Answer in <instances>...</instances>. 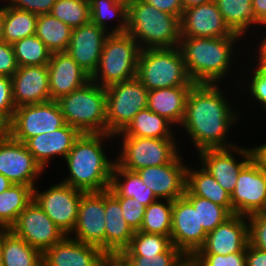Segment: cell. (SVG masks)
<instances>
[{"label":"cell","mask_w":266,"mask_h":266,"mask_svg":"<svg viewBox=\"0 0 266 266\" xmlns=\"http://www.w3.org/2000/svg\"><path fill=\"white\" fill-rule=\"evenodd\" d=\"M222 91L218 84H194L188 92L180 125L198 152L237 146L228 142L227 136L238 115Z\"/></svg>","instance_id":"6da1fadb"},{"label":"cell","mask_w":266,"mask_h":266,"mask_svg":"<svg viewBox=\"0 0 266 266\" xmlns=\"http://www.w3.org/2000/svg\"><path fill=\"white\" fill-rule=\"evenodd\" d=\"M115 137L108 133H82L65 157L69 176L63 183L83 192H99L110 188L115 161L107 158L103 141Z\"/></svg>","instance_id":"7a4b0ae2"},{"label":"cell","mask_w":266,"mask_h":266,"mask_svg":"<svg viewBox=\"0 0 266 266\" xmlns=\"http://www.w3.org/2000/svg\"><path fill=\"white\" fill-rule=\"evenodd\" d=\"M241 37H181L182 53L187 73L195 84H218L231 70L235 42Z\"/></svg>","instance_id":"3957f363"},{"label":"cell","mask_w":266,"mask_h":266,"mask_svg":"<svg viewBox=\"0 0 266 266\" xmlns=\"http://www.w3.org/2000/svg\"><path fill=\"white\" fill-rule=\"evenodd\" d=\"M127 33L141 50L174 48L181 38L180 18L142 0H131L128 4Z\"/></svg>","instance_id":"277c9868"},{"label":"cell","mask_w":266,"mask_h":266,"mask_svg":"<svg viewBox=\"0 0 266 266\" xmlns=\"http://www.w3.org/2000/svg\"><path fill=\"white\" fill-rule=\"evenodd\" d=\"M66 124L82 133H107L106 90L94 81L57 100Z\"/></svg>","instance_id":"5b68a950"},{"label":"cell","mask_w":266,"mask_h":266,"mask_svg":"<svg viewBox=\"0 0 266 266\" xmlns=\"http://www.w3.org/2000/svg\"><path fill=\"white\" fill-rule=\"evenodd\" d=\"M136 78L148 91L193 86L179 47L141 50Z\"/></svg>","instance_id":"8992f818"},{"label":"cell","mask_w":266,"mask_h":266,"mask_svg":"<svg viewBox=\"0 0 266 266\" xmlns=\"http://www.w3.org/2000/svg\"><path fill=\"white\" fill-rule=\"evenodd\" d=\"M140 51L138 43L127 32L109 33L98 67L90 80L106 88L118 82L134 79Z\"/></svg>","instance_id":"52a82bcc"},{"label":"cell","mask_w":266,"mask_h":266,"mask_svg":"<svg viewBox=\"0 0 266 266\" xmlns=\"http://www.w3.org/2000/svg\"><path fill=\"white\" fill-rule=\"evenodd\" d=\"M107 133L122 132L142 109L147 108L148 90L135 77L105 88Z\"/></svg>","instance_id":"ba28073f"},{"label":"cell","mask_w":266,"mask_h":266,"mask_svg":"<svg viewBox=\"0 0 266 266\" xmlns=\"http://www.w3.org/2000/svg\"><path fill=\"white\" fill-rule=\"evenodd\" d=\"M122 146L115 162L121 167L137 171L171 163L179 154L174 138H146L122 136Z\"/></svg>","instance_id":"9c48e42d"},{"label":"cell","mask_w":266,"mask_h":266,"mask_svg":"<svg viewBox=\"0 0 266 266\" xmlns=\"http://www.w3.org/2000/svg\"><path fill=\"white\" fill-rule=\"evenodd\" d=\"M66 125L57 101L17 107L10 123L11 137L25 143L29 138L55 131Z\"/></svg>","instance_id":"30bf717a"},{"label":"cell","mask_w":266,"mask_h":266,"mask_svg":"<svg viewBox=\"0 0 266 266\" xmlns=\"http://www.w3.org/2000/svg\"><path fill=\"white\" fill-rule=\"evenodd\" d=\"M83 193L61 181L42 192L34 187L33 200L66 236H70L77 222L78 205Z\"/></svg>","instance_id":"8fae6325"},{"label":"cell","mask_w":266,"mask_h":266,"mask_svg":"<svg viewBox=\"0 0 266 266\" xmlns=\"http://www.w3.org/2000/svg\"><path fill=\"white\" fill-rule=\"evenodd\" d=\"M9 230L42 253L66 236L35 200L19 214Z\"/></svg>","instance_id":"7c38bea8"},{"label":"cell","mask_w":266,"mask_h":266,"mask_svg":"<svg viewBox=\"0 0 266 266\" xmlns=\"http://www.w3.org/2000/svg\"><path fill=\"white\" fill-rule=\"evenodd\" d=\"M207 232L199 225L198 210L183 196L173 201L171 242L189 260L203 247Z\"/></svg>","instance_id":"4fadbf2b"},{"label":"cell","mask_w":266,"mask_h":266,"mask_svg":"<svg viewBox=\"0 0 266 266\" xmlns=\"http://www.w3.org/2000/svg\"><path fill=\"white\" fill-rule=\"evenodd\" d=\"M105 190L84 192L79 205L77 222L71 238L100 248L105 252Z\"/></svg>","instance_id":"5bb4252c"},{"label":"cell","mask_w":266,"mask_h":266,"mask_svg":"<svg viewBox=\"0 0 266 266\" xmlns=\"http://www.w3.org/2000/svg\"><path fill=\"white\" fill-rule=\"evenodd\" d=\"M233 214L250 216L266 206V174L250 160L239 172L231 194Z\"/></svg>","instance_id":"9a60e30c"},{"label":"cell","mask_w":266,"mask_h":266,"mask_svg":"<svg viewBox=\"0 0 266 266\" xmlns=\"http://www.w3.org/2000/svg\"><path fill=\"white\" fill-rule=\"evenodd\" d=\"M43 171L23 142L16 141L10 136L5 142L0 143V174L12 184L34 188L36 178L42 175Z\"/></svg>","instance_id":"2e32d148"},{"label":"cell","mask_w":266,"mask_h":266,"mask_svg":"<svg viewBox=\"0 0 266 266\" xmlns=\"http://www.w3.org/2000/svg\"><path fill=\"white\" fill-rule=\"evenodd\" d=\"M179 154L171 163L144 167L137 170L143 183L158 199L174 201L184 196L187 183V166Z\"/></svg>","instance_id":"e0dca14e"},{"label":"cell","mask_w":266,"mask_h":266,"mask_svg":"<svg viewBox=\"0 0 266 266\" xmlns=\"http://www.w3.org/2000/svg\"><path fill=\"white\" fill-rule=\"evenodd\" d=\"M233 153V154H232ZM241 155L242 161H236L234 157ZM238 153V154H237ZM199 160L201 166L209 172L218 184L232 194L237 178L242 168L251 160V152L249 148H241L238 145L226 149H205L199 152Z\"/></svg>","instance_id":"ac0fdd59"},{"label":"cell","mask_w":266,"mask_h":266,"mask_svg":"<svg viewBox=\"0 0 266 266\" xmlns=\"http://www.w3.org/2000/svg\"><path fill=\"white\" fill-rule=\"evenodd\" d=\"M180 32L181 37H241L225 24L214 0L183 10Z\"/></svg>","instance_id":"d6986e66"},{"label":"cell","mask_w":266,"mask_h":266,"mask_svg":"<svg viewBox=\"0 0 266 266\" xmlns=\"http://www.w3.org/2000/svg\"><path fill=\"white\" fill-rule=\"evenodd\" d=\"M246 219V216L233 214L207 233L203 247L196 254L228 255L245 252L249 244V226Z\"/></svg>","instance_id":"ffe728a7"},{"label":"cell","mask_w":266,"mask_h":266,"mask_svg":"<svg viewBox=\"0 0 266 266\" xmlns=\"http://www.w3.org/2000/svg\"><path fill=\"white\" fill-rule=\"evenodd\" d=\"M108 35V31L91 21L72 30L70 44L66 52L90 77L98 67L104 42Z\"/></svg>","instance_id":"44dd1931"},{"label":"cell","mask_w":266,"mask_h":266,"mask_svg":"<svg viewBox=\"0 0 266 266\" xmlns=\"http://www.w3.org/2000/svg\"><path fill=\"white\" fill-rule=\"evenodd\" d=\"M47 65L22 66L11 77L12 95L17 107L51 100Z\"/></svg>","instance_id":"7402d4cb"},{"label":"cell","mask_w":266,"mask_h":266,"mask_svg":"<svg viewBox=\"0 0 266 266\" xmlns=\"http://www.w3.org/2000/svg\"><path fill=\"white\" fill-rule=\"evenodd\" d=\"M47 68L50 97L54 101L90 81V76L67 52L52 53Z\"/></svg>","instance_id":"603a6c76"},{"label":"cell","mask_w":266,"mask_h":266,"mask_svg":"<svg viewBox=\"0 0 266 266\" xmlns=\"http://www.w3.org/2000/svg\"><path fill=\"white\" fill-rule=\"evenodd\" d=\"M80 134L76 128L66 124L55 131L29 138L24 144L35 160L45 169L54 156H61L65 159Z\"/></svg>","instance_id":"cb8c5ba5"},{"label":"cell","mask_w":266,"mask_h":266,"mask_svg":"<svg viewBox=\"0 0 266 266\" xmlns=\"http://www.w3.org/2000/svg\"><path fill=\"white\" fill-rule=\"evenodd\" d=\"M103 251L65 236L42 253L44 266H96Z\"/></svg>","instance_id":"d4e9b609"},{"label":"cell","mask_w":266,"mask_h":266,"mask_svg":"<svg viewBox=\"0 0 266 266\" xmlns=\"http://www.w3.org/2000/svg\"><path fill=\"white\" fill-rule=\"evenodd\" d=\"M105 252H123L135 231L123 217L119 201L105 190Z\"/></svg>","instance_id":"484cf974"},{"label":"cell","mask_w":266,"mask_h":266,"mask_svg":"<svg viewBox=\"0 0 266 266\" xmlns=\"http://www.w3.org/2000/svg\"><path fill=\"white\" fill-rule=\"evenodd\" d=\"M191 88L192 86H177L148 91L147 107L152 112L164 117L173 126L180 125Z\"/></svg>","instance_id":"4316f807"},{"label":"cell","mask_w":266,"mask_h":266,"mask_svg":"<svg viewBox=\"0 0 266 266\" xmlns=\"http://www.w3.org/2000/svg\"><path fill=\"white\" fill-rule=\"evenodd\" d=\"M109 192L114 197L133 198L146 207L158 200L151 189L143 183L137 171L121 168L116 162L112 170Z\"/></svg>","instance_id":"83f0119b"},{"label":"cell","mask_w":266,"mask_h":266,"mask_svg":"<svg viewBox=\"0 0 266 266\" xmlns=\"http://www.w3.org/2000/svg\"><path fill=\"white\" fill-rule=\"evenodd\" d=\"M198 169V170H197ZM189 168L187 165L186 188L194 195L210 200L225 207L232 215L231 195L224 190L215 178L203 167L201 169Z\"/></svg>","instance_id":"f1b7e54d"},{"label":"cell","mask_w":266,"mask_h":266,"mask_svg":"<svg viewBox=\"0 0 266 266\" xmlns=\"http://www.w3.org/2000/svg\"><path fill=\"white\" fill-rule=\"evenodd\" d=\"M3 266H42V252L10 230H1Z\"/></svg>","instance_id":"f546056e"},{"label":"cell","mask_w":266,"mask_h":266,"mask_svg":"<svg viewBox=\"0 0 266 266\" xmlns=\"http://www.w3.org/2000/svg\"><path fill=\"white\" fill-rule=\"evenodd\" d=\"M173 125L164 117L152 112L148 107L140 110L128 126L115 136L146 138H174ZM174 136V137H173Z\"/></svg>","instance_id":"4dcf8cb0"},{"label":"cell","mask_w":266,"mask_h":266,"mask_svg":"<svg viewBox=\"0 0 266 266\" xmlns=\"http://www.w3.org/2000/svg\"><path fill=\"white\" fill-rule=\"evenodd\" d=\"M33 200V188L13 184L0 194V230H9L19 214Z\"/></svg>","instance_id":"1f68e13d"},{"label":"cell","mask_w":266,"mask_h":266,"mask_svg":"<svg viewBox=\"0 0 266 266\" xmlns=\"http://www.w3.org/2000/svg\"><path fill=\"white\" fill-rule=\"evenodd\" d=\"M72 30L64 22L48 13L38 15L35 35L44 42L51 53L66 52Z\"/></svg>","instance_id":"d6a6232c"},{"label":"cell","mask_w":266,"mask_h":266,"mask_svg":"<svg viewBox=\"0 0 266 266\" xmlns=\"http://www.w3.org/2000/svg\"><path fill=\"white\" fill-rule=\"evenodd\" d=\"M38 15L10 5L3 6V38L13 44L25 37L35 35Z\"/></svg>","instance_id":"836d02e7"},{"label":"cell","mask_w":266,"mask_h":266,"mask_svg":"<svg viewBox=\"0 0 266 266\" xmlns=\"http://www.w3.org/2000/svg\"><path fill=\"white\" fill-rule=\"evenodd\" d=\"M229 29L243 37L256 19L252 11V0H214ZM247 31V32H246Z\"/></svg>","instance_id":"e575fe53"},{"label":"cell","mask_w":266,"mask_h":266,"mask_svg":"<svg viewBox=\"0 0 266 266\" xmlns=\"http://www.w3.org/2000/svg\"><path fill=\"white\" fill-rule=\"evenodd\" d=\"M91 22L106 30V21L117 17L119 22L109 33L127 32L128 5L117 0H89Z\"/></svg>","instance_id":"d590c367"},{"label":"cell","mask_w":266,"mask_h":266,"mask_svg":"<svg viewBox=\"0 0 266 266\" xmlns=\"http://www.w3.org/2000/svg\"><path fill=\"white\" fill-rule=\"evenodd\" d=\"M154 201L146 207L141 228L139 231L149 234L170 236L172 229L173 201Z\"/></svg>","instance_id":"8d00e7d4"},{"label":"cell","mask_w":266,"mask_h":266,"mask_svg":"<svg viewBox=\"0 0 266 266\" xmlns=\"http://www.w3.org/2000/svg\"><path fill=\"white\" fill-rule=\"evenodd\" d=\"M12 47L19 67L48 65L52 54L36 35L16 41Z\"/></svg>","instance_id":"74e56055"},{"label":"cell","mask_w":266,"mask_h":266,"mask_svg":"<svg viewBox=\"0 0 266 266\" xmlns=\"http://www.w3.org/2000/svg\"><path fill=\"white\" fill-rule=\"evenodd\" d=\"M184 197L198 210L199 225L209 233L224 223L232 214L225 208L205 198L194 196L187 188Z\"/></svg>","instance_id":"f35d334b"},{"label":"cell","mask_w":266,"mask_h":266,"mask_svg":"<svg viewBox=\"0 0 266 266\" xmlns=\"http://www.w3.org/2000/svg\"><path fill=\"white\" fill-rule=\"evenodd\" d=\"M50 14L72 29L91 21L89 0H56Z\"/></svg>","instance_id":"ab89813d"},{"label":"cell","mask_w":266,"mask_h":266,"mask_svg":"<svg viewBox=\"0 0 266 266\" xmlns=\"http://www.w3.org/2000/svg\"><path fill=\"white\" fill-rule=\"evenodd\" d=\"M170 236L135 231L129 246L123 251L126 256H145L166 253L171 247Z\"/></svg>","instance_id":"60d3db41"},{"label":"cell","mask_w":266,"mask_h":266,"mask_svg":"<svg viewBox=\"0 0 266 266\" xmlns=\"http://www.w3.org/2000/svg\"><path fill=\"white\" fill-rule=\"evenodd\" d=\"M132 266H185L189 259L174 245L158 255L127 256Z\"/></svg>","instance_id":"b9f144b4"},{"label":"cell","mask_w":266,"mask_h":266,"mask_svg":"<svg viewBox=\"0 0 266 266\" xmlns=\"http://www.w3.org/2000/svg\"><path fill=\"white\" fill-rule=\"evenodd\" d=\"M189 261L192 266H246L245 252L228 255L195 254Z\"/></svg>","instance_id":"7bdbcfd3"},{"label":"cell","mask_w":266,"mask_h":266,"mask_svg":"<svg viewBox=\"0 0 266 266\" xmlns=\"http://www.w3.org/2000/svg\"><path fill=\"white\" fill-rule=\"evenodd\" d=\"M122 208L123 217L134 231H139L145 214L146 206L133 198L115 197Z\"/></svg>","instance_id":"ee69618b"},{"label":"cell","mask_w":266,"mask_h":266,"mask_svg":"<svg viewBox=\"0 0 266 266\" xmlns=\"http://www.w3.org/2000/svg\"><path fill=\"white\" fill-rule=\"evenodd\" d=\"M249 226V243L266 251V217L262 213L247 216Z\"/></svg>","instance_id":"f6af8a7d"},{"label":"cell","mask_w":266,"mask_h":266,"mask_svg":"<svg viewBox=\"0 0 266 266\" xmlns=\"http://www.w3.org/2000/svg\"><path fill=\"white\" fill-rule=\"evenodd\" d=\"M15 109L11 77L0 76V116L11 123Z\"/></svg>","instance_id":"bcb514c9"},{"label":"cell","mask_w":266,"mask_h":266,"mask_svg":"<svg viewBox=\"0 0 266 266\" xmlns=\"http://www.w3.org/2000/svg\"><path fill=\"white\" fill-rule=\"evenodd\" d=\"M256 68H253L250 76V83L247 88L250 91V94L256 98L255 101H258L259 104L263 105L266 109V68H262L259 64L255 65Z\"/></svg>","instance_id":"7dc6e473"},{"label":"cell","mask_w":266,"mask_h":266,"mask_svg":"<svg viewBox=\"0 0 266 266\" xmlns=\"http://www.w3.org/2000/svg\"><path fill=\"white\" fill-rule=\"evenodd\" d=\"M1 1V0H0ZM8 5L29 11L36 15L48 14L51 12L56 0H6Z\"/></svg>","instance_id":"c3c4849f"},{"label":"cell","mask_w":266,"mask_h":266,"mask_svg":"<svg viewBox=\"0 0 266 266\" xmlns=\"http://www.w3.org/2000/svg\"><path fill=\"white\" fill-rule=\"evenodd\" d=\"M18 68L12 44L0 42V76L12 77Z\"/></svg>","instance_id":"681fc988"},{"label":"cell","mask_w":266,"mask_h":266,"mask_svg":"<svg viewBox=\"0 0 266 266\" xmlns=\"http://www.w3.org/2000/svg\"><path fill=\"white\" fill-rule=\"evenodd\" d=\"M156 9L181 18L183 13L182 0H142Z\"/></svg>","instance_id":"f907efd6"},{"label":"cell","mask_w":266,"mask_h":266,"mask_svg":"<svg viewBox=\"0 0 266 266\" xmlns=\"http://www.w3.org/2000/svg\"><path fill=\"white\" fill-rule=\"evenodd\" d=\"M96 266H132V264L123 252H103Z\"/></svg>","instance_id":"816d5d0a"},{"label":"cell","mask_w":266,"mask_h":266,"mask_svg":"<svg viewBox=\"0 0 266 266\" xmlns=\"http://www.w3.org/2000/svg\"><path fill=\"white\" fill-rule=\"evenodd\" d=\"M246 266H266V251L260 250L250 243L245 249Z\"/></svg>","instance_id":"f5cc1de1"},{"label":"cell","mask_w":266,"mask_h":266,"mask_svg":"<svg viewBox=\"0 0 266 266\" xmlns=\"http://www.w3.org/2000/svg\"><path fill=\"white\" fill-rule=\"evenodd\" d=\"M249 149L251 160L266 174V143Z\"/></svg>","instance_id":"db71d44e"},{"label":"cell","mask_w":266,"mask_h":266,"mask_svg":"<svg viewBox=\"0 0 266 266\" xmlns=\"http://www.w3.org/2000/svg\"><path fill=\"white\" fill-rule=\"evenodd\" d=\"M252 11L256 19V25L266 26V0H252Z\"/></svg>","instance_id":"11a10c76"},{"label":"cell","mask_w":266,"mask_h":266,"mask_svg":"<svg viewBox=\"0 0 266 266\" xmlns=\"http://www.w3.org/2000/svg\"><path fill=\"white\" fill-rule=\"evenodd\" d=\"M11 136L10 122L0 116V143L5 142Z\"/></svg>","instance_id":"9f6ffc18"},{"label":"cell","mask_w":266,"mask_h":266,"mask_svg":"<svg viewBox=\"0 0 266 266\" xmlns=\"http://www.w3.org/2000/svg\"><path fill=\"white\" fill-rule=\"evenodd\" d=\"M258 59H257V63L262 67V68H266V35L265 38H262L261 43L258 46Z\"/></svg>","instance_id":"6f0895ef"},{"label":"cell","mask_w":266,"mask_h":266,"mask_svg":"<svg viewBox=\"0 0 266 266\" xmlns=\"http://www.w3.org/2000/svg\"><path fill=\"white\" fill-rule=\"evenodd\" d=\"M213 0H182L183 10L189 9L194 6L209 3Z\"/></svg>","instance_id":"680465c9"},{"label":"cell","mask_w":266,"mask_h":266,"mask_svg":"<svg viewBox=\"0 0 266 266\" xmlns=\"http://www.w3.org/2000/svg\"><path fill=\"white\" fill-rule=\"evenodd\" d=\"M13 184L2 174H0V194L10 188Z\"/></svg>","instance_id":"91938a15"},{"label":"cell","mask_w":266,"mask_h":266,"mask_svg":"<svg viewBox=\"0 0 266 266\" xmlns=\"http://www.w3.org/2000/svg\"><path fill=\"white\" fill-rule=\"evenodd\" d=\"M3 27H4V21H3V6H2V8L0 7V42L4 41Z\"/></svg>","instance_id":"94428289"},{"label":"cell","mask_w":266,"mask_h":266,"mask_svg":"<svg viewBox=\"0 0 266 266\" xmlns=\"http://www.w3.org/2000/svg\"><path fill=\"white\" fill-rule=\"evenodd\" d=\"M0 266H3V261H2V247H1V230H0Z\"/></svg>","instance_id":"6125c7cd"},{"label":"cell","mask_w":266,"mask_h":266,"mask_svg":"<svg viewBox=\"0 0 266 266\" xmlns=\"http://www.w3.org/2000/svg\"><path fill=\"white\" fill-rule=\"evenodd\" d=\"M117 1L123 2V3H125V4L128 5V4L130 3L131 0H117Z\"/></svg>","instance_id":"be15d7a7"},{"label":"cell","mask_w":266,"mask_h":266,"mask_svg":"<svg viewBox=\"0 0 266 266\" xmlns=\"http://www.w3.org/2000/svg\"><path fill=\"white\" fill-rule=\"evenodd\" d=\"M261 213L266 217V206H265L264 210Z\"/></svg>","instance_id":"e7e4bbea"},{"label":"cell","mask_w":266,"mask_h":266,"mask_svg":"<svg viewBox=\"0 0 266 266\" xmlns=\"http://www.w3.org/2000/svg\"><path fill=\"white\" fill-rule=\"evenodd\" d=\"M185 266H192L190 261Z\"/></svg>","instance_id":"03108f58"}]
</instances>
